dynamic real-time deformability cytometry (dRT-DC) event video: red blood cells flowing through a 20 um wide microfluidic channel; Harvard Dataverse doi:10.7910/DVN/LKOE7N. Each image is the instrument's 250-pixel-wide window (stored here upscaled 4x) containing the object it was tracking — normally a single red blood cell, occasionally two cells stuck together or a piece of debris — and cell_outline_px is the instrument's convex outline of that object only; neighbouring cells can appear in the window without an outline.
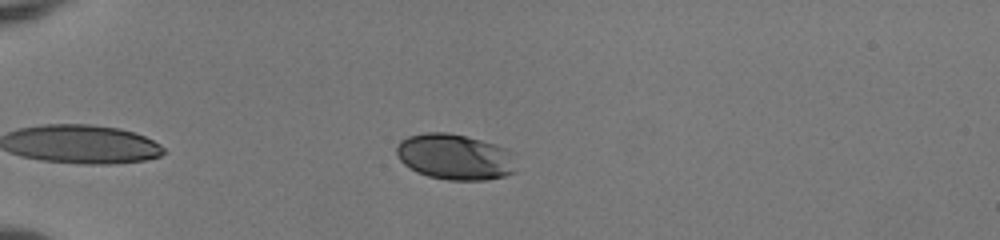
{"species": "human", "species_latin": "Homo sapiens", "temperature_condition": "room temperature", "stored_images_in_passage": 39, "camera_frame_rate_fps": 3000, "um_per_image_px": 0.085, "donor": {"sex": "female"}, "frame": {"image": 1, "passage_image": 2, "time_ms": 0.333, "image_size_px": [1000, 240], "cell_outline_px": [[516, 172], [504, 176], [484, 180], [448, 180], [428, 176], [416, 172], [404, 164], [400, 160], [396, 152], [396, 144], [400, 140], [408, 136], [424, 132], [448, 132], [496, 144], [508, 148], [512, 152]], "centroid_in_image_um": [38.66, 13.33], "position_along_channel_um": 46.3, "area_um2": 32.19}}
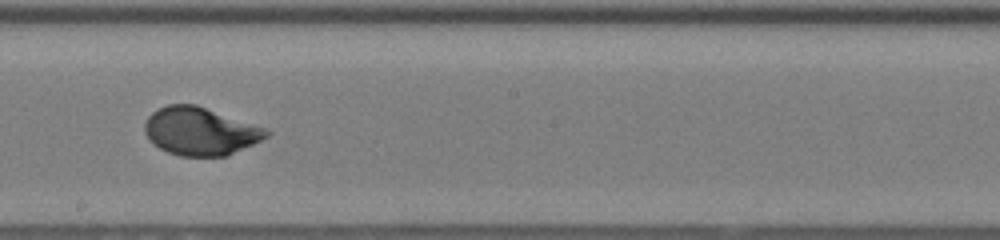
{"frame": {"image": 2, "passage_image": 19, "time_ms": 6.0, "image_size_px": [1000, 240], "cell_outline_px": [[272, 132], [268, 136], [228, 156], [180, 156], [168, 152], [152, 144], [144, 132], [144, 124], [148, 116], [152, 112], [168, 104], [196, 104], [264, 128]], "centroid_in_image_um": [16.98, 11.16], "position_along_channel_um": 231.2, "area_um2": 33.81}}
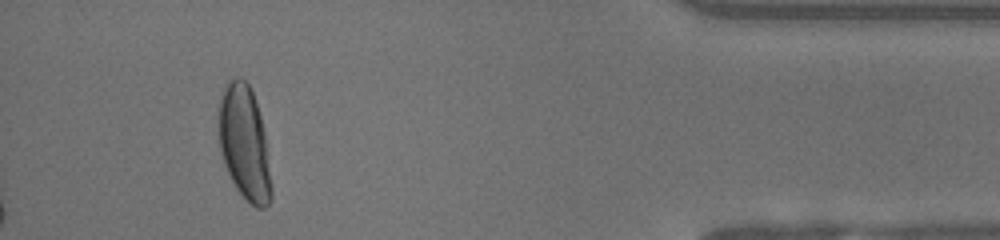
{"frame": {"image": 3, "passage_image": 36, "time_ms": 11.667, "image_size_px": [1000, 240], "cell_outline_px": [[272, 196], [268, 204], [264, 208], [256, 208], [236, 188], [224, 164], [220, 152], [216, 128], [216, 112], [220, 96], [224, 84], [236, 76], [240, 76], [248, 84], [252, 92], [260, 116], [264, 132], [272, 188]], "centroid_in_image_um": [20.71, 12.1], "position_along_channel_um": 414.5, "area_um2": 35.49}, "authors_computed_cell_mechanics": {"area_um2": 33.4084, "velocity_mm_per_s": 3.9905, "shape_relaxation_time_tau1_ms": 3.2882, "shape_relaxation_time_tau2_ms": null, "deformation_change_tau1": 0.178, "deformation_change_tau2": null}}